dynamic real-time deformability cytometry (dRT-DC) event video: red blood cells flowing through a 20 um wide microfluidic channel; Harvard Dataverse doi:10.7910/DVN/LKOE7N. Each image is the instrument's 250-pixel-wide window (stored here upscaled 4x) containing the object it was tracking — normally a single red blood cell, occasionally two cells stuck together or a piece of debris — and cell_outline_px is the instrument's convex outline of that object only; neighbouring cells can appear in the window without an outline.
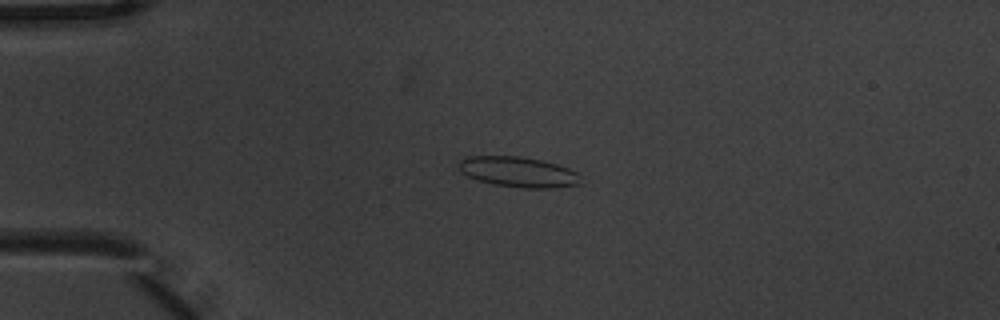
{"species": "common noctule bat (a hibernating species)", "species_latin": "Nyctalus noctula", "temperature_condition": "warm", "stored_images_in_passage": 4, "camera_frame_rate_fps": 3000, "um_per_image_px": 0.085, "animal": {"sex": "male", "body_mass_g": 20.1, "forearm_length_mm": 53.5}, "frame": {"image": 1, "passage_image": 4, "time_ms": 1.0, "image_size_px": [1000, 320], "cell_outline_px": [[580, 184], [556, 188], [524, 188], [492, 184], [468, 176], [460, 172], [456, 164], [464, 156], [516, 156], [540, 160], [556, 164], [580, 172]], "centroid_in_image_um": [44.04, 14.62], "position_along_channel_um": 41.0, "area_um2": 21.73}}